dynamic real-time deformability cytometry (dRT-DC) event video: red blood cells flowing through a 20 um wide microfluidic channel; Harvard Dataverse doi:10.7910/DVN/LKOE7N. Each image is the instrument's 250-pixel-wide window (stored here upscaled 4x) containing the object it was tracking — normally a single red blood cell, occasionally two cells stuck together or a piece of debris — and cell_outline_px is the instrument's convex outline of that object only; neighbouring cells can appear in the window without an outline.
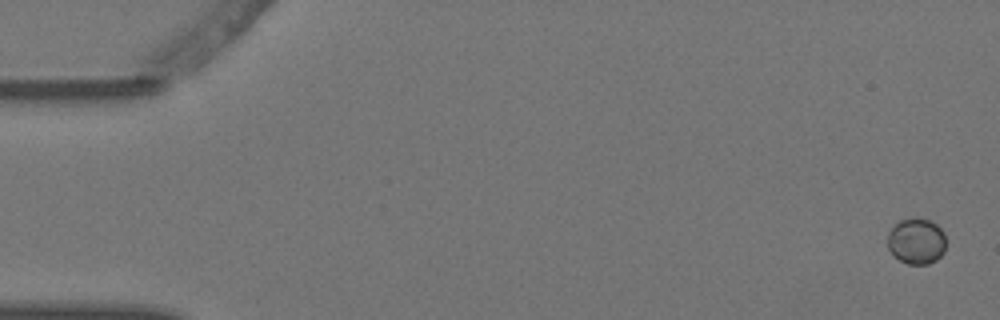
{"species": "Egyptian fruit bat (a non-hibernating species)", "species_latin": "Rousettus aegyptiacus", "temperature_condition": "warm", "stored_images_in_passage": 5, "camera_frame_rate_fps": 3000, "um_per_image_px": 0.085, "animal": {"sex": "female"}, "frame": {"image": 1, "passage_image": 1, "time_ms": 0.0, "image_size_px": [1000, 320], "cell_outline_px": [[944, 252], [936, 260], [928, 264], [908, 264], [900, 260], [888, 248], [888, 232], [900, 220], [912, 216], [916, 216], [932, 220], [944, 232]], "centroid_in_image_um": [77.9, 20.46], "position_along_channel_um": 7.1, "area_um2": 15.72}}
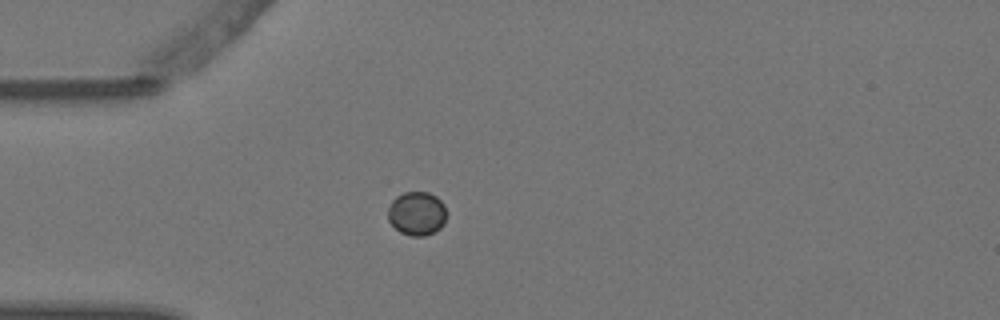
{"frame": {"image": 2, "passage_image": 5, "time_ms": 1.333, "image_size_px": [1000, 320], "cell_outline_px": [[444, 224], [436, 232], [424, 236], [412, 236], [400, 232], [388, 220], [388, 208], [392, 200], [396, 196], [404, 192], [428, 192], [436, 196], [444, 204]], "centroid_in_image_um": [35.41, 18.15], "position_along_channel_um": 49.6, "area_um2": 14.91}}